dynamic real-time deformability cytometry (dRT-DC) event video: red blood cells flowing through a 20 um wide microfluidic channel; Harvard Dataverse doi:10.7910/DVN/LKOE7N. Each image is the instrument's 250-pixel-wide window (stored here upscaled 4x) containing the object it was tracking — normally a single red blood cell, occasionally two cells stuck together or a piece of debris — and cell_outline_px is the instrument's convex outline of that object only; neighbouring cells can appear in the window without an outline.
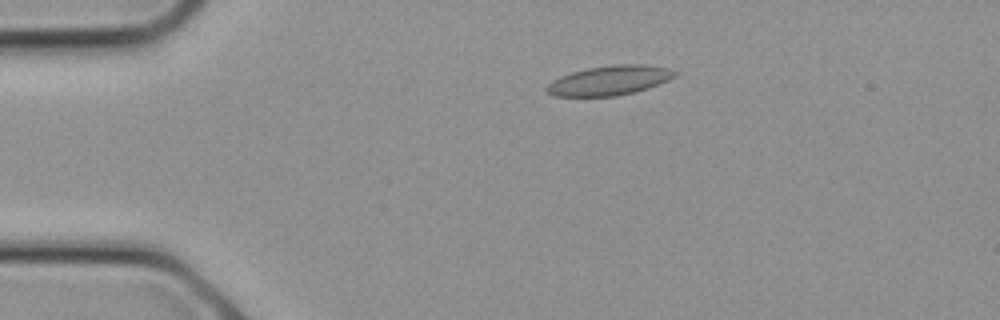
{"species": "common noctule bat (a hibernating species)", "species_latin": "Nyctalus noctula", "temperature_condition": "cold", "stored_images_in_passage": 14, "camera_frame_rate_fps": 3000, "um_per_image_px": 0.085, "animal": {"sex": "female", "body_mass_g": 21.9}, "frame": {"image": 1, "passage_image": 2, "time_ms": 0.333, "image_size_px": [1000, 320], "cell_outline_px": [[676, 76], [668, 80], [648, 88], [616, 96], [552, 96], [544, 92], [544, 88], [552, 80], [560, 76], [572, 72], [588, 68], [616, 64], [644, 64], [668, 68], [676, 72]], "centroid_in_image_um": [51.75, 6.84], "position_along_channel_um": 33.2, "area_um2": 22.08}}
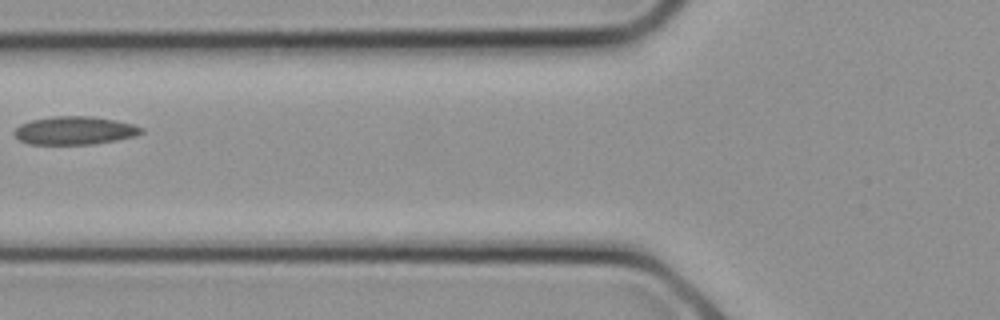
{"frame": {"image": 2, "passage_image": 7, "time_ms": 2.0, "image_size_px": [1000, 320], "cell_outline_px": [[144, 132], [136, 136], [116, 140], [92, 144], [28, 144], [20, 140], [12, 132], [20, 124], [32, 120], [52, 116], [92, 116], [116, 120], [132, 124], [144, 128]], "centroid_in_image_um": [6.36, 11.09], "position_along_channel_um": 119.4, "area_um2": 20.92}}
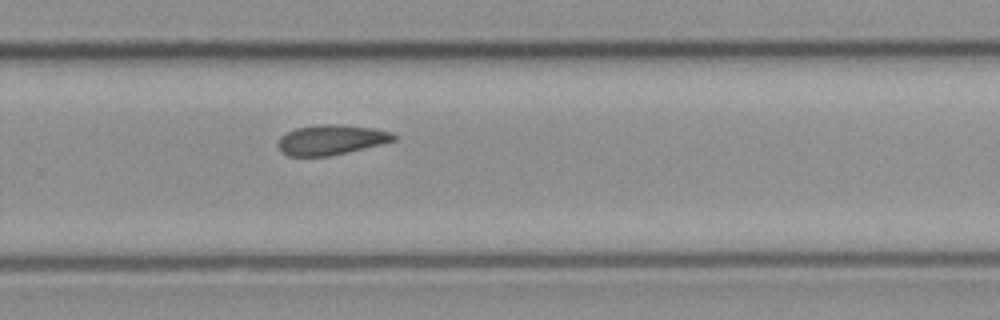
{"frame": {"image": 3, "passage_image": 14, "time_ms": 4.333, "image_size_px": [1000, 320], "cell_outline_px": [[396, 140], [348, 152], [328, 156], [288, 156], [280, 152], [276, 144], [280, 136], [296, 128], [320, 124], [336, 124], [372, 128], [392, 132], [396, 136]], "centroid_in_image_um": [28.1, 11.89], "position_along_channel_um": 301.7, "area_um2": 20.23}}